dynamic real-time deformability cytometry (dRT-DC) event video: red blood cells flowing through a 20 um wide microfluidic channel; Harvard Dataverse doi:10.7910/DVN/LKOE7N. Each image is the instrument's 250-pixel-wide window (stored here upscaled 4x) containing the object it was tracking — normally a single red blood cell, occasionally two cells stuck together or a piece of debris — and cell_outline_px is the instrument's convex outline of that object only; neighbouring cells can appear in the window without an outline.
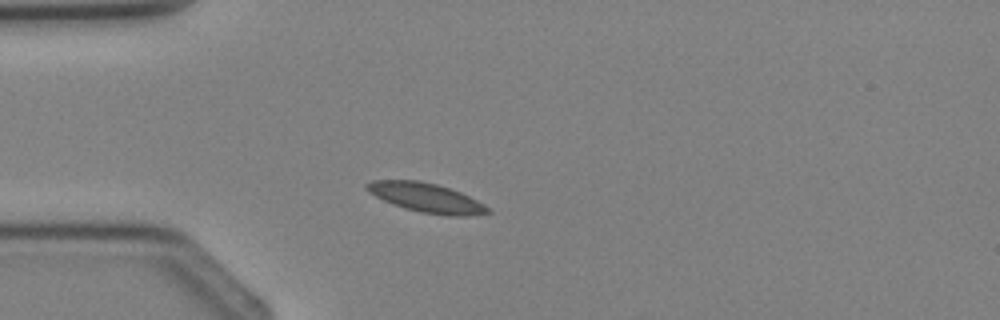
{"species": "Egyptian fruit bat (a non-hibernating species)", "species_latin": "Rousettus aegyptiacus", "temperature_condition": "cold", "stored_images_in_passage": 1, "camera_frame_rate_fps": 3000, "um_per_image_px": 0.085, "animal": {"sex": "female"}, "frame": {"image": 1, "passage_image": 1, "time_ms": 0.0, "image_size_px": [1000, 320], "cell_outline_px": [[492, 212], [464, 216], [448, 216], [420, 212], [404, 208], [384, 200], [368, 192], [364, 188], [364, 184], [372, 180], [420, 180], [436, 184], [460, 192], [484, 204]], "centroid_in_image_um": [36.19, 16.8], "position_along_channel_um": 48.8, "area_um2": 20.52}}